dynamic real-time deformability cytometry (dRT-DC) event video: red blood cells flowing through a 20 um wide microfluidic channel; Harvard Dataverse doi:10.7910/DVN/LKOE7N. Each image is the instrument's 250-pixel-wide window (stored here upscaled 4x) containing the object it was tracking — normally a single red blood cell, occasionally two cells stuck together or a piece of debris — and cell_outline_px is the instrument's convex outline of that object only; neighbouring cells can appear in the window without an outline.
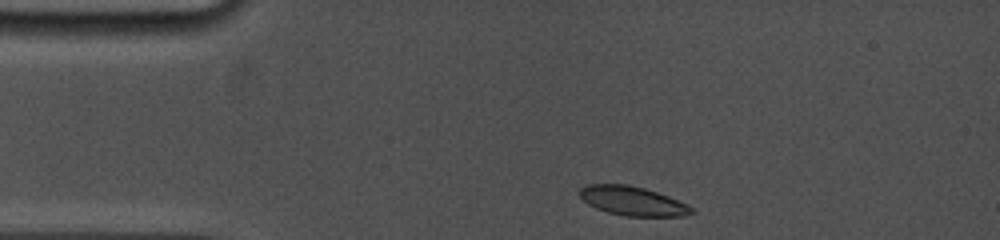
{"species": "common noctule bat (a hibernating species)", "species_latin": "Nyctalus noctula", "temperature_condition": "cold", "stored_images_in_passage": 32, "camera_frame_rate_fps": 5000, "um_per_image_px": 0.085, "animal": {"sex": "female", "body_mass_g": 19.0, "forearm_length_mm": 53.3}, "frame": {"image": 1, "passage_image": 1, "time_ms": 0.0, "image_size_px": [1000, 240], "cell_outline_px": [[696, 212], [684, 216], [624, 216], [608, 212], [596, 208], [588, 204], [580, 196], [580, 188], [588, 184], [628, 184], [644, 188], [668, 196], [688, 204]], "centroid_in_image_um": [53.79, 17.08], "position_along_channel_um": 31.2, "area_um2": 18.96}}
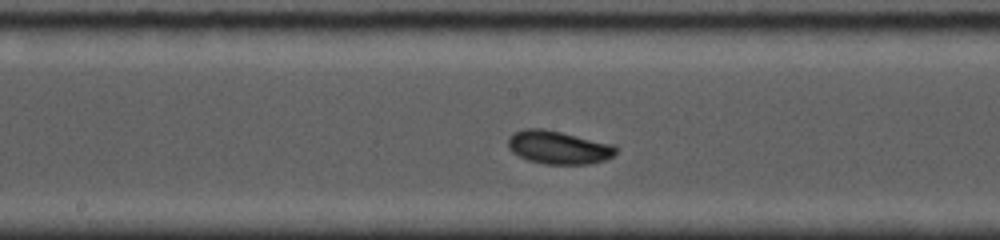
{"frame": {"image": 2, "passage_image": 19, "time_ms": 5.6, "image_size_px": [1000, 240], "cell_outline_px": [[616, 152], [612, 156], [604, 160], [588, 164], [544, 164], [528, 160], [512, 152], [508, 148], [508, 136], [512, 132], [524, 128], [544, 128], [616, 144]], "centroid_in_image_um": [47.45, 12.51], "position_along_channel_um": 200.8, "area_um2": 21.15}}
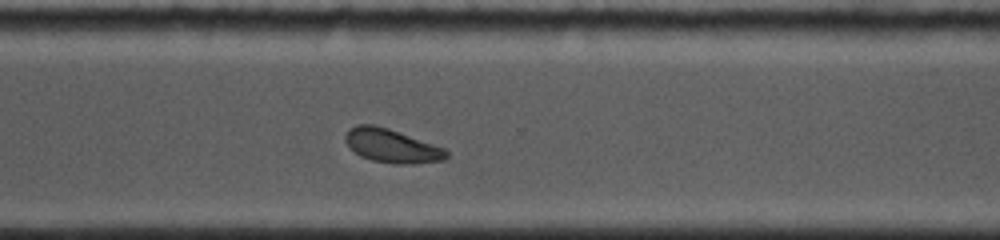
{"frame": {"image": 3, "passage_image": 32, "time_ms": 9.2, "image_size_px": [1000, 240], "cell_outline_px": [[448, 156], [444, 160], [412, 164], [396, 164], [372, 160], [360, 156], [344, 140], [344, 136], [348, 128], [356, 124], [376, 124], [448, 148]], "centroid_in_image_um": [33.33, 12.38], "position_along_channel_um": 337.3, "area_um2": 20.11}}